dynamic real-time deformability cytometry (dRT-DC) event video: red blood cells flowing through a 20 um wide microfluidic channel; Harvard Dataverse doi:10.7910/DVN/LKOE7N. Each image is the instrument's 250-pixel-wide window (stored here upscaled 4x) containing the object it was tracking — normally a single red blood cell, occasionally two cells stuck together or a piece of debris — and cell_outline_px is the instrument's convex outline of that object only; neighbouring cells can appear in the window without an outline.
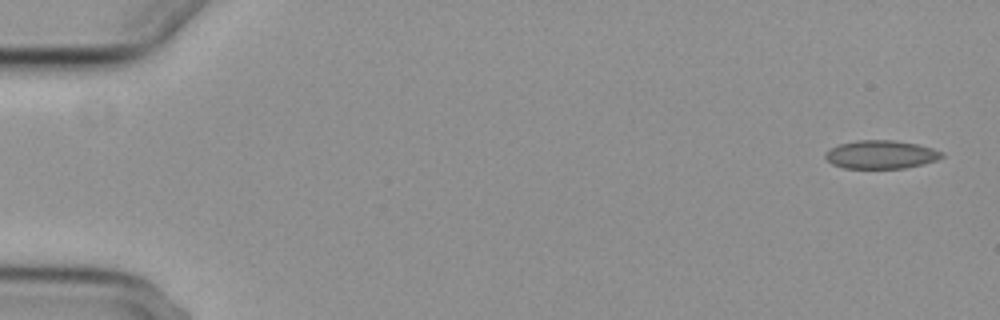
{"species": "common noctule bat (a hibernating species)", "species_latin": "Nyctalus noctula", "temperature_condition": "cold", "stored_images_in_passage": 5, "camera_frame_rate_fps": 3000, "um_per_image_px": 0.085, "animal": {"sex": "female", "body_mass_g": 29.2, "forearm_length_mm": 56.3}, "frame": {"image": 1, "passage_image": 1, "time_ms": 0.0, "image_size_px": [1000, 320], "cell_outline_px": [[944, 156], [936, 160], [924, 164], [904, 168], [844, 168], [832, 164], [824, 156], [824, 152], [840, 144], [860, 140], [892, 140], [916, 144], [932, 148], [944, 152]], "centroid_in_image_um": [74.89, 13.14], "position_along_channel_um": 10.1, "area_um2": 19.13}}
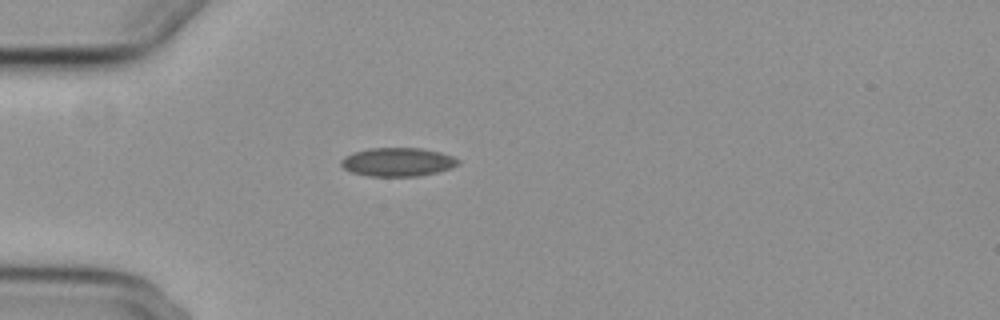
{"frame": {"image": 2, "passage_image": 5, "time_ms": 4.667, "image_size_px": [1000, 320], "cell_outline_px": [[460, 164], [452, 168], [420, 176], [368, 176], [352, 172], [344, 168], [340, 164], [340, 160], [344, 156], [352, 152], [372, 148], [420, 148], [440, 152], [452, 156], [460, 160]], "centroid_in_image_um": [33.8, 13.77], "position_along_channel_um": 51.2, "area_um2": 19.59}}